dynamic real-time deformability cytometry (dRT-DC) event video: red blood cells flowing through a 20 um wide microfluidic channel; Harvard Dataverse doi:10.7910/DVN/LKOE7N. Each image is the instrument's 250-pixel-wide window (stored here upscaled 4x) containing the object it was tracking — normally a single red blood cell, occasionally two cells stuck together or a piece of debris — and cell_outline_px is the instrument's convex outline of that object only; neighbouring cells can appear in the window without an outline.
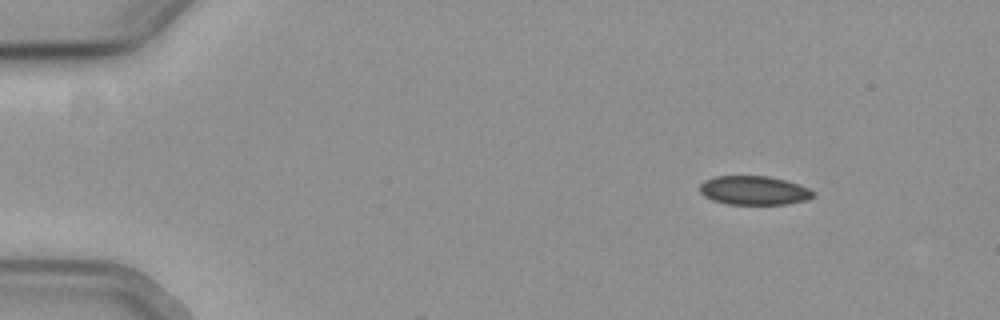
{"species": "common noctule bat (a hibernating species)", "species_latin": "Nyctalus noctula", "temperature_condition": "cold", "stored_images_in_passage": 4, "camera_frame_rate_fps": 3000, "um_per_image_px": 0.085, "animal": {"sex": "female", "body_mass_g": 19.3, "forearm_length_mm": 54.1}, "frame": {"image": 1, "passage_image": 1, "time_ms": 0.0, "image_size_px": [1000, 320], "cell_outline_px": [[816, 196], [808, 200], [788, 204], [728, 204], [712, 200], [704, 196], [700, 192], [700, 184], [704, 180], [716, 176], [768, 176], [800, 184], [816, 192]], "centroid_in_image_um": [64.12, 16.19], "position_along_channel_um": 20.9, "area_um2": 19.31}}